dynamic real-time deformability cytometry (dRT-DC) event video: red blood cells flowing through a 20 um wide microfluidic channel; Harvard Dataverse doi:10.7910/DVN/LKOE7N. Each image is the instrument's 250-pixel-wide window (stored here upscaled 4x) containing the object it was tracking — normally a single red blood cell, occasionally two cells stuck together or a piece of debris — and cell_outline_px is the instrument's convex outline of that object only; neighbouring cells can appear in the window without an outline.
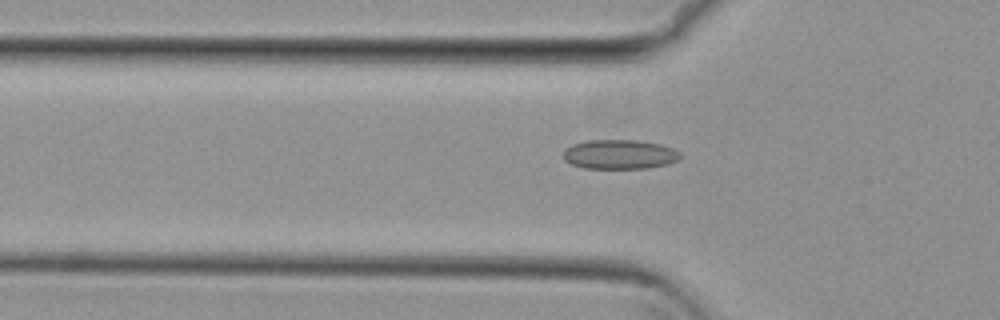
{"species": "common noctule bat (a hibernating species)", "species_latin": "Nyctalus noctula", "temperature_condition": "cold", "stored_images_in_passage": 46, "camera_frame_rate_fps": 3000, "um_per_image_px": 0.085, "animal": {"sex": "female", "body_mass_g": 29.2, "forearm_length_mm": 56.3}, "frame": {"image": 1, "passage_image": 9, "time_ms": 2.667, "image_size_px": [1000, 320], "cell_outline_px": [[680, 156], [676, 160], [668, 164], [644, 168], [584, 168], [572, 164], [564, 160], [564, 148], [572, 144], [588, 140], [636, 140], [660, 144], [672, 148], [680, 152]], "centroid_in_image_um": [52.63, 13.11], "position_along_channel_um": 73.2, "area_um2": 19.94}}
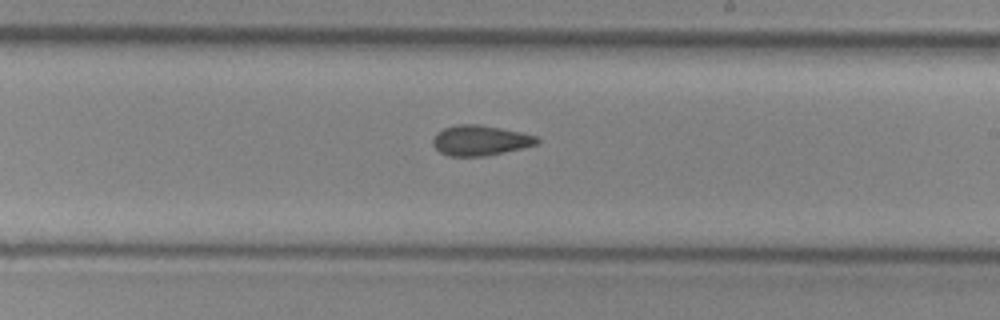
{"frame": {"image": 2, "passage_image": 23, "time_ms": 7.333, "image_size_px": [1000, 320], "cell_outline_px": [[540, 140], [536, 144], [524, 148], [484, 156], [448, 156], [440, 152], [432, 144], [432, 140], [436, 132], [444, 128], [456, 124], [480, 124], [520, 132], [536, 136]], "centroid_in_image_um": [40.79, 11.93], "position_along_channel_um": 248.2, "area_um2": 18.38}}
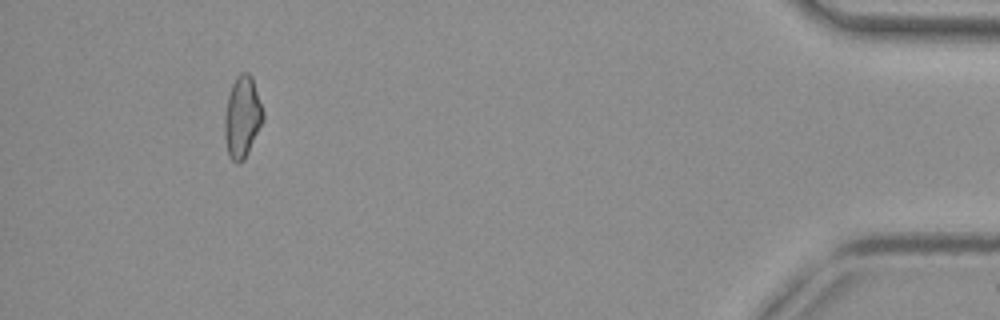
{"frame": {"image": 3, "passage_image": 42, "time_ms": 13.667, "image_size_px": [1000, 320], "cell_outline_px": [[264, 120], [244, 160], [240, 164], [236, 164], [228, 156], [224, 136], [224, 116], [228, 96], [232, 84], [236, 76], [240, 72], [248, 72], [252, 76], [264, 112]], "centroid_in_image_um": [20.59, 9.96], "position_along_channel_um": 414.6, "area_um2": 18.55}, "authors_computed_cell_mechanics": {"area_um2": 18.3804, "velocity_mm_per_s": 3.7391, "shape_relaxation_time_tau1_ms": null, "shape_relaxation_time_tau2_ms": 5.5297, "deformation_change_tau1": null, "deformation_change_tau2": 0.1208}}